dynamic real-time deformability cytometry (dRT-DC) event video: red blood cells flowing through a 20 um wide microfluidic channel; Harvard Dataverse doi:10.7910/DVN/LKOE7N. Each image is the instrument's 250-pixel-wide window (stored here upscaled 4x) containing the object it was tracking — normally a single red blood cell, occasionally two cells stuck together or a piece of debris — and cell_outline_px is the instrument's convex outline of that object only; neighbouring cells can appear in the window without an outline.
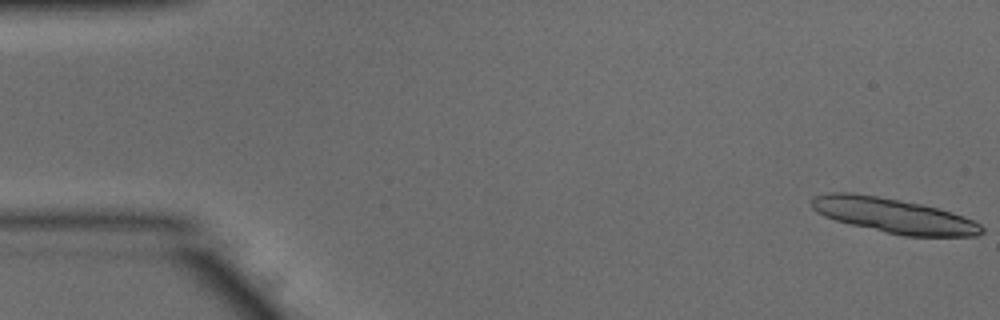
{"species": "common noctule bat (a hibernating species)", "species_latin": "Nyctalus noctula", "temperature_condition": "warm", "stored_images_in_passage": 14, "camera_frame_rate_fps": 3000, "um_per_image_px": 0.085, "animal": {"sex": "male", "body_mass_g": 15.6}, "frame": {"image": 1, "passage_image": 1, "time_ms": 0.0, "image_size_px": [1000, 320], "cell_outline_px": [[984, 232], [976, 236], [904, 236], [852, 224], [836, 220], [824, 216], [816, 212], [812, 208], [812, 196], [828, 192], [852, 192], [900, 200], [920, 204], [952, 212], [972, 220], [980, 224], [984, 228]], "centroid_in_image_um": [75.94, 18.32], "position_along_channel_um": 9.1, "area_um2": 34.16}}